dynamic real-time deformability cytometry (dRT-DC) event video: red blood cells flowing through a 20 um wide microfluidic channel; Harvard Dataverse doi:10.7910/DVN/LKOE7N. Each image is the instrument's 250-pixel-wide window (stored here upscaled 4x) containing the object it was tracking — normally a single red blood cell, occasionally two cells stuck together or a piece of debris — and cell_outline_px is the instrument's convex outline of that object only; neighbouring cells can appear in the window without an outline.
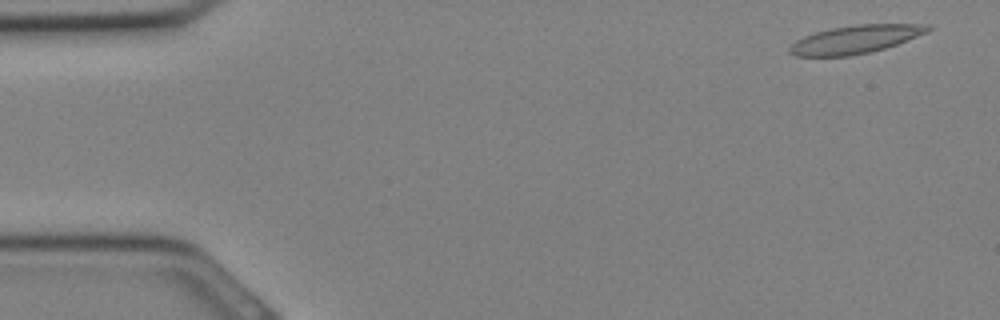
{"species": "Egyptian fruit bat (a non-hibernating species)", "species_latin": "Rousettus aegyptiacus", "temperature_condition": "cold", "stored_images_in_passage": 32, "camera_frame_rate_fps": 3000, "um_per_image_px": 0.085, "animal": {"sex": "female"}, "frame": {"image": 1, "passage_image": 2, "time_ms": 0.333, "image_size_px": [1000, 320], "cell_outline_px": [[932, 28], [928, 32], [908, 40], [884, 48], [868, 52], [848, 56], [796, 56], [788, 52], [788, 48], [796, 40], [804, 36], [816, 32], [832, 28], [856, 24], [932, 24]], "centroid_in_image_um": [72.72, 3.34], "position_along_channel_um": 12.3, "area_um2": 22.6}}
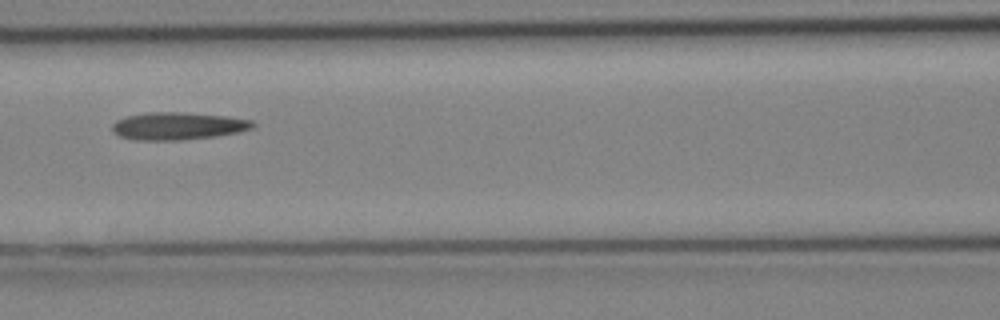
{"frame": {"image": 2, "passage_image": 14, "time_ms": 4.333, "image_size_px": [1000, 320], "cell_outline_px": [[256, 124], [252, 128], [236, 132], [216, 136], [180, 140], [132, 140], [120, 136], [112, 132], [112, 124], [116, 120], [124, 116], [152, 112], [180, 112], [228, 116], [252, 120]], "centroid_in_image_um": [15.08, 10.71], "position_along_channel_um": 151.5, "area_um2": 22.6}}
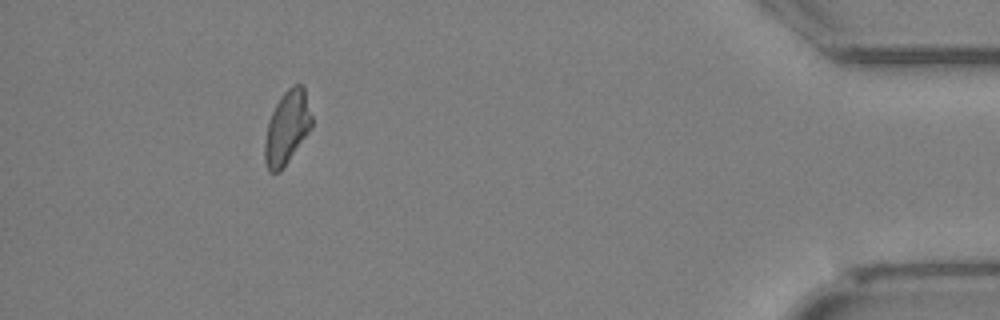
{"frame": {"image": 3, "passage_image": 29, "time_ms": 9.333, "image_size_px": [1000, 320], "cell_outline_px": [[312, 128], [280, 172], [268, 172], [264, 160], [264, 144], [268, 120], [280, 96], [292, 84], [304, 84], [312, 116]], "centroid_in_image_um": [24.4, 10.83], "position_along_channel_um": 410.8, "area_um2": 20.35}}